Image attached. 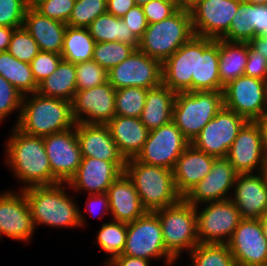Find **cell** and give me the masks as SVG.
Segmentation results:
<instances>
[{"label": "cell", "mask_w": 267, "mask_h": 266, "mask_svg": "<svg viewBox=\"0 0 267 266\" xmlns=\"http://www.w3.org/2000/svg\"><path fill=\"white\" fill-rule=\"evenodd\" d=\"M28 7L24 0H0V26L23 27Z\"/></svg>", "instance_id": "cell-44"}, {"label": "cell", "mask_w": 267, "mask_h": 266, "mask_svg": "<svg viewBox=\"0 0 267 266\" xmlns=\"http://www.w3.org/2000/svg\"><path fill=\"white\" fill-rule=\"evenodd\" d=\"M259 220L262 225L263 234L267 240V213L263 217H261Z\"/></svg>", "instance_id": "cell-59"}, {"label": "cell", "mask_w": 267, "mask_h": 266, "mask_svg": "<svg viewBox=\"0 0 267 266\" xmlns=\"http://www.w3.org/2000/svg\"><path fill=\"white\" fill-rule=\"evenodd\" d=\"M63 184L32 186L22 189L28 201L34 225L54 227L83 226L84 216L67 195Z\"/></svg>", "instance_id": "cell-3"}, {"label": "cell", "mask_w": 267, "mask_h": 266, "mask_svg": "<svg viewBox=\"0 0 267 266\" xmlns=\"http://www.w3.org/2000/svg\"><path fill=\"white\" fill-rule=\"evenodd\" d=\"M61 54L40 51L31 61V70L37 84L50 76L62 60Z\"/></svg>", "instance_id": "cell-47"}, {"label": "cell", "mask_w": 267, "mask_h": 266, "mask_svg": "<svg viewBox=\"0 0 267 266\" xmlns=\"http://www.w3.org/2000/svg\"><path fill=\"white\" fill-rule=\"evenodd\" d=\"M148 89L125 87L115 92V115L140 118Z\"/></svg>", "instance_id": "cell-38"}, {"label": "cell", "mask_w": 267, "mask_h": 266, "mask_svg": "<svg viewBox=\"0 0 267 266\" xmlns=\"http://www.w3.org/2000/svg\"><path fill=\"white\" fill-rule=\"evenodd\" d=\"M77 91L94 88L108 81V71L94 60L75 64Z\"/></svg>", "instance_id": "cell-43"}, {"label": "cell", "mask_w": 267, "mask_h": 266, "mask_svg": "<svg viewBox=\"0 0 267 266\" xmlns=\"http://www.w3.org/2000/svg\"><path fill=\"white\" fill-rule=\"evenodd\" d=\"M260 131V137L262 139V145L267 154V111H265L260 117L254 120Z\"/></svg>", "instance_id": "cell-55"}, {"label": "cell", "mask_w": 267, "mask_h": 266, "mask_svg": "<svg viewBox=\"0 0 267 266\" xmlns=\"http://www.w3.org/2000/svg\"><path fill=\"white\" fill-rule=\"evenodd\" d=\"M226 244L238 266L267 265V240L259 219H242Z\"/></svg>", "instance_id": "cell-16"}, {"label": "cell", "mask_w": 267, "mask_h": 266, "mask_svg": "<svg viewBox=\"0 0 267 266\" xmlns=\"http://www.w3.org/2000/svg\"><path fill=\"white\" fill-rule=\"evenodd\" d=\"M178 9L176 0H152L142 6L148 24L157 23L170 17Z\"/></svg>", "instance_id": "cell-48"}, {"label": "cell", "mask_w": 267, "mask_h": 266, "mask_svg": "<svg viewBox=\"0 0 267 266\" xmlns=\"http://www.w3.org/2000/svg\"><path fill=\"white\" fill-rule=\"evenodd\" d=\"M67 24L50 19L28 7L23 27L37 42L39 50L61 54Z\"/></svg>", "instance_id": "cell-27"}, {"label": "cell", "mask_w": 267, "mask_h": 266, "mask_svg": "<svg viewBox=\"0 0 267 266\" xmlns=\"http://www.w3.org/2000/svg\"><path fill=\"white\" fill-rule=\"evenodd\" d=\"M226 158L238 174L254 173L255 168L267 171V154L254 121H247L239 130Z\"/></svg>", "instance_id": "cell-18"}, {"label": "cell", "mask_w": 267, "mask_h": 266, "mask_svg": "<svg viewBox=\"0 0 267 266\" xmlns=\"http://www.w3.org/2000/svg\"><path fill=\"white\" fill-rule=\"evenodd\" d=\"M149 263V260L121 254L110 261L107 266H150Z\"/></svg>", "instance_id": "cell-54"}, {"label": "cell", "mask_w": 267, "mask_h": 266, "mask_svg": "<svg viewBox=\"0 0 267 266\" xmlns=\"http://www.w3.org/2000/svg\"><path fill=\"white\" fill-rule=\"evenodd\" d=\"M215 158L192 144L183 151L173 169L175 188L182 198L210 173Z\"/></svg>", "instance_id": "cell-25"}, {"label": "cell", "mask_w": 267, "mask_h": 266, "mask_svg": "<svg viewBox=\"0 0 267 266\" xmlns=\"http://www.w3.org/2000/svg\"><path fill=\"white\" fill-rule=\"evenodd\" d=\"M193 36L190 11L178 9L170 17L148 24L138 49L163 63Z\"/></svg>", "instance_id": "cell-5"}, {"label": "cell", "mask_w": 267, "mask_h": 266, "mask_svg": "<svg viewBox=\"0 0 267 266\" xmlns=\"http://www.w3.org/2000/svg\"><path fill=\"white\" fill-rule=\"evenodd\" d=\"M135 5L133 0H107V12L122 18Z\"/></svg>", "instance_id": "cell-52"}, {"label": "cell", "mask_w": 267, "mask_h": 266, "mask_svg": "<svg viewBox=\"0 0 267 266\" xmlns=\"http://www.w3.org/2000/svg\"><path fill=\"white\" fill-rule=\"evenodd\" d=\"M224 107L254 121L267 111V81L241 75L225 85Z\"/></svg>", "instance_id": "cell-10"}, {"label": "cell", "mask_w": 267, "mask_h": 266, "mask_svg": "<svg viewBox=\"0 0 267 266\" xmlns=\"http://www.w3.org/2000/svg\"><path fill=\"white\" fill-rule=\"evenodd\" d=\"M257 175L246 173L236 177L231 200L242 219H260L267 213V171Z\"/></svg>", "instance_id": "cell-23"}, {"label": "cell", "mask_w": 267, "mask_h": 266, "mask_svg": "<svg viewBox=\"0 0 267 266\" xmlns=\"http://www.w3.org/2000/svg\"><path fill=\"white\" fill-rule=\"evenodd\" d=\"M88 30L96 43L100 42H121L138 49L140 40L135 36L122 18L111 13H104L98 16L89 25Z\"/></svg>", "instance_id": "cell-31"}, {"label": "cell", "mask_w": 267, "mask_h": 266, "mask_svg": "<svg viewBox=\"0 0 267 266\" xmlns=\"http://www.w3.org/2000/svg\"><path fill=\"white\" fill-rule=\"evenodd\" d=\"M190 254L191 266H238L227 244L199 243Z\"/></svg>", "instance_id": "cell-36"}, {"label": "cell", "mask_w": 267, "mask_h": 266, "mask_svg": "<svg viewBox=\"0 0 267 266\" xmlns=\"http://www.w3.org/2000/svg\"><path fill=\"white\" fill-rule=\"evenodd\" d=\"M75 0H40L33 7L42 15L63 23H67Z\"/></svg>", "instance_id": "cell-45"}, {"label": "cell", "mask_w": 267, "mask_h": 266, "mask_svg": "<svg viewBox=\"0 0 267 266\" xmlns=\"http://www.w3.org/2000/svg\"><path fill=\"white\" fill-rule=\"evenodd\" d=\"M244 75L267 81L266 59L250 45Z\"/></svg>", "instance_id": "cell-49"}, {"label": "cell", "mask_w": 267, "mask_h": 266, "mask_svg": "<svg viewBox=\"0 0 267 266\" xmlns=\"http://www.w3.org/2000/svg\"><path fill=\"white\" fill-rule=\"evenodd\" d=\"M247 120L224 106L211 119L191 144L198 150L216 158L226 157L239 130Z\"/></svg>", "instance_id": "cell-12"}, {"label": "cell", "mask_w": 267, "mask_h": 266, "mask_svg": "<svg viewBox=\"0 0 267 266\" xmlns=\"http://www.w3.org/2000/svg\"><path fill=\"white\" fill-rule=\"evenodd\" d=\"M106 125L126 160L138 155L149 135V130L140 118L115 115Z\"/></svg>", "instance_id": "cell-29"}, {"label": "cell", "mask_w": 267, "mask_h": 266, "mask_svg": "<svg viewBox=\"0 0 267 266\" xmlns=\"http://www.w3.org/2000/svg\"><path fill=\"white\" fill-rule=\"evenodd\" d=\"M124 173L133 182L141 204L147 212H155L177 204L182 196L176 191L173 170L126 160Z\"/></svg>", "instance_id": "cell-4"}, {"label": "cell", "mask_w": 267, "mask_h": 266, "mask_svg": "<svg viewBox=\"0 0 267 266\" xmlns=\"http://www.w3.org/2000/svg\"><path fill=\"white\" fill-rule=\"evenodd\" d=\"M248 52V43L227 42L219 39V75L224 86L244 75Z\"/></svg>", "instance_id": "cell-33"}, {"label": "cell", "mask_w": 267, "mask_h": 266, "mask_svg": "<svg viewBox=\"0 0 267 266\" xmlns=\"http://www.w3.org/2000/svg\"><path fill=\"white\" fill-rule=\"evenodd\" d=\"M135 48L121 42H100L96 43L93 52V60L102 68L109 71L127 59Z\"/></svg>", "instance_id": "cell-39"}, {"label": "cell", "mask_w": 267, "mask_h": 266, "mask_svg": "<svg viewBox=\"0 0 267 266\" xmlns=\"http://www.w3.org/2000/svg\"><path fill=\"white\" fill-rule=\"evenodd\" d=\"M0 75L13 85L22 96L37 92L31 65L14 58L8 51L0 52Z\"/></svg>", "instance_id": "cell-34"}, {"label": "cell", "mask_w": 267, "mask_h": 266, "mask_svg": "<svg viewBox=\"0 0 267 266\" xmlns=\"http://www.w3.org/2000/svg\"><path fill=\"white\" fill-rule=\"evenodd\" d=\"M197 36L162 63V83L175 93L196 91Z\"/></svg>", "instance_id": "cell-19"}, {"label": "cell", "mask_w": 267, "mask_h": 266, "mask_svg": "<svg viewBox=\"0 0 267 266\" xmlns=\"http://www.w3.org/2000/svg\"><path fill=\"white\" fill-rule=\"evenodd\" d=\"M250 26L254 29V37L265 35L267 29V5L249 3Z\"/></svg>", "instance_id": "cell-51"}, {"label": "cell", "mask_w": 267, "mask_h": 266, "mask_svg": "<svg viewBox=\"0 0 267 266\" xmlns=\"http://www.w3.org/2000/svg\"><path fill=\"white\" fill-rule=\"evenodd\" d=\"M175 97L163 83L148 89L140 120L149 131L172 121Z\"/></svg>", "instance_id": "cell-30"}, {"label": "cell", "mask_w": 267, "mask_h": 266, "mask_svg": "<svg viewBox=\"0 0 267 266\" xmlns=\"http://www.w3.org/2000/svg\"><path fill=\"white\" fill-rule=\"evenodd\" d=\"M126 162H110L91 157H82L74 176L66 183L76 191L82 189L89 194L107 193L111 184L124 173Z\"/></svg>", "instance_id": "cell-21"}, {"label": "cell", "mask_w": 267, "mask_h": 266, "mask_svg": "<svg viewBox=\"0 0 267 266\" xmlns=\"http://www.w3.org/2000/svg\"><path fill=\"white\" fill-rule=\"evenodd\" d=\"M76 92L75 64L63 59L58 64L56 71L40 82L37 89V93L41 95L61 98L70 102L73 101Z\"/></svg>", "instance_id": "cell-32"}, {"label": "cell", "mask_w": 267, "mask_h": 266, "mask_svg": "<svg viewBox=\"0 0 267 266\" xmlns=\"http://www.w3.org/2000/svg\"><path fill=\"white\" fill-rule=\"evenodd\" d=\"M110 213L113 220L131 223L147 211L141 204L133 182L122 173L108 188Z\"/></svg>", "instance_id": "cell-26"}, {"label": "cell", "mask_w": 267, "mask_h": 266, "mask_svg": "<svg viewBox=\"0 0 267 266\" xmlns=\"http://www.w3.org/2000/svg\"><path fill=\"white\" fill-rule=\"evenodd\" d=\"M202 0H176L179 9L190 11Z\"/></svg>", "instance_id": "cell-58"}, {"label": "cell", "mask_w": 267, "mask_h": 266, "mask_svg": "<svg viewBox=\"0 0 267 266\" xmlns=\"http://www.w3.org/2000/svg\"><path fill=\"white\" fill-rule=\"evenodd\" d=\"M152 0H133V2L138 6H144L146 3L150 2Z\"/></svg>", "instance_id": "cell-61"}, {"label": "cell", "mask_w": 267, "mask_h": 266, "mask_svg": "<svg viewBox=\"0 0 267 266\" xmlns=\"http://www.w3.org/2000/svg\"><path fill=\"white\" fill-rule=\"evenodd\" d=\"M237 175L226 157L215 158L210 173L191 188L183 199L194 207L201 203L231 199L227 195L230 188H234Z\"/></svg>", "instance_id": "cell-20"}, {"label": "cell", "mask_w": 267, "mask_h": 266, "mask_svg": "<svg viewBox=\"0 0 267 266\" xmlns=\"http://www.w3.org/2000/svg\"><path fill=\"white\" fill-rule=\"evenodd\" d=\"M23 96L20 117L15 126L25 134L44 137L74 128L72 102L33 93Z\"/></svg>", "instance_id": "cell-2"}, {"label": "cell", "mask_w": 267, "mask_h": 266, "mask_svg": "<svg viewBox=\"0 0 267 266\" xmlns=\"http://www.w3.org/2000/svg\"><path fill=\"white\" fill-rule=\"evenodd\" d=\"M95 44L88 28L67 26L61 56L63 60L74 64L93 60Z\"/></svg>", "instance_id": "cell-35"}, {"label": "cell", "mask_w": 267, "mask_h": 266, "mask_svg": "<svg viewBox=\"0 0 267 266\" xmlns=\"http://www.w3.org/2000/svg\"><path fill=\"white\" fill-rule=\"evenodd\" d=\"M107 12V0H75L71 16L66 23L74 28H88L101 14Z\"/></svg>", "instance_id": "cell-40"}, {"label": "cell", "mask_w": 267, "mask_h": 266, "mask_svg": "<svg viewBox=\"0 0 267 266\" xmlns=\"http://www.w3.org/2000/svg\"><path fill=\"white\" fill-rule=\"evenodd\" d=\"M219 75V39L197 36L196 91L223 92Z\"/></svg>", "instance_id": "cell-28"}, {"label": "cell", "mask_w": 267, "mask_h": 266, "mask_svg": "<svg viewBox=\"0 0 267 266\" xmlns=\"http://www.w3.org/2000/svg\"><path fill=\"white\" fill-rule=\"evenodd\" d=\"M223 106V92H179L176 93L173 105L172 121L192 142Z\"/></svg>", "instance_id": "cell-6"}, {"label": "cell", "mask_w": 267, "mask_h": 266, "mask_svg": "<svg viewBox=\"0 0 267 266\" xmlns=\"http://www.w3.org/2000/svg\"><path fill=\"white\" fill-rule=\"evenodd\" d=\"M22 100V94L0 75V121L16 109H19L20 117Z\"/></svg>", "instance_id": "cell-46"}, {"label": "cell", "mask_w": 267, "mask_h": 266, "mask_svg": "<svg viewBox=\"0 0 267 266\" xmlns=\"http://www.w3.org/2000/svg\"><path fill=\"white\" fill-rule=\"evenodd\" d=\"M88 198H89L90 201L88 203H86L87 204L86 206L88 207L87 210L90 213H94V211H96L97 208H99V206L102 207V210L105 213L108 212V211H110L109 197H108V194L107 193H103V194H91V196L89 194V197Z\"/></svg>", "instance_id": "cell-53"}, {"label": "cell", "mask_w": 267, "mask_h": 266, "mask_svg": "<svg viewBox=\"0 0 267 266\" xmlns=\"http://www.w3.org/2000/svg\"><path fill=\"white\" fill-rule=\"evenodd\" d=\"M253 38L254 29L250 26L249 3L240 2L228 33L222 40L227 42L249 43Z\"/></svg>", "instance_id": "cell-41"}, {"label": "cell", "mask_w": 267, "mask_h": 266, "mask_svg": "<svg viewBox=\"0 0 267 266\" xmlns=\"http://www.w3.org/2000/svg\"><path fill=\"white\" fill-rule=\"evenodd\" d=\"M244 3H250L255 5H267V0H240Z\"/></svg>", "instance_id": "cell-60"}, {"label": "cell", "mask_w": 267, "mask_h": 266, "mask_svg": "<svg viewBox=\"0 0 267 266\" xmlns=\"http://www.w3.org/2000/svg\"><path fill=\"white\" fill-rule=\"evenodd\" d=\"M195 208L199 243L226 244L242 220L238 207L231 199L207 202L206 208L200 212L198 206Z\"/></svg>", "instance_id": "cell-11"}, {"label": "cell", "mask_w": 267, "mask_h": 266, "mask_svg": "<svg viewBox=\"0 0 267 266\" xmlns=\"http://www.w3.org/2000/svg\"><path fill=\"white\" fill-rule=\"evenodd\" d=\"M16 28L0 26V52L7 51L12 34Z\"/></svg>", "instance_id": "cell-57"}, {"label": "cell", "mask_w": 267, "mask_h": 266, "mask_svg": "<svg viewBox=\"0 0 267 266\" xmlns=\"http://www.w3.org/2000/svg\"><path fill=\"white\" fill-rule=\"evenodd\" d=\"M7 51L17 60L29 64L40 52L37 42L24 27L14 30Z\"/></svg>", "instance_id": "cell-42"}, {"label": "cell", "mask_w": 267, "mask_h": 266, "mask_svg": "<svg viewBox=\"0 0 267 266\" xmlns=\"http://www.w3.org/2000/svg\"><path fill=\"white\" fill-rule=\"evenodd\" d=\"M122 19L140 40L148 26L142 7L135 5L122 17Z\"/></svg>", "instance_id": "cell-50"}, {"label": "cell", "mask_w": 267, "mask_h": 266, "mask_svg": "<svg viewBox=\"0 0 267 266\" xmlns=\"http://www.w3.org/2000/svg\"><path fill=\"white\" fill-rule=\"evenodd\" d=\"M191 142L173 121L149 131L142 150L135 157L145 164L173 170L177 159Z\"/></svg>", "instance_id": "cell-9"}, {"label": "cell", "mask_w": 267, "mask_h": 266, "mask_svg": "<svg viewBox=\"0 0 267 266\" xmlns=\"http://www.w3.org/2000/svg\"><path fill=\"white\" fill-rule=\"evenodd\" d=\"M248 44L263 57H267V35L256 36Z\"/></svg>", "instance_id": "cell-56"}, {"label": "cell", "mask_w": 267, "mask_h": 266, "mask_svg": "<svg viewBox=\"0 0 267 266\" xmlns=\"http://www.w3.org/2000/svg\"><path fill=\"white\" fill-rule=\"evenodd\" d=\"M43 142L51 165L53 184L68 183L82 161L76 128L44 136Z\"/></svg>", "instance_id": "cell-14"}, {"label": "cell", "mask_w": 267, "mask_h": 266, "mask_svg": "<svg viewBox=\"0 0 267 266\" xmlns=\"http://www.w3.org/2000/svg\"><path fill=\"white\" fill-rule=\"evenodd\" d=\"M122 255L149 261L151 258L164 257L167 265L173 264L175 259L166 251L161 223L155 212H146L127 223L126 245Z\"/></svg>", "instance_id": "cell-8"}, {"label": "cell", "mask_w": 267, "mask_h": 266, "mask_svg": "<svg viewBox=\"0 0 267 266\" xmlns=\"http://www.w3.org/2000/svg\"><path fill=\"white\" fill-rule=\"evenodd\" d=\"M17 194L9 191L0 195V236L29 241L35 225L28 201L22 189Z\"/></svg>", "instance_id": "cell-22"}, {"label": "cell", "mask_w": 267, "mask_h": 266, "mask_svg": "<svg viewBox=\"0 0 267 266\" xmlns=\"http://www.w3.org/2000/svg\"><path fill=\"white\" fill-rule=\"evenodd\" d=\"M162 227L166 251L177 260L183 249L189 252L199 244L197 209L183 198L175 205L155 211Z\"/></svg>", "instance_id": "cell-7"}, {"label": "cell", "mask_w": 267, "mask_h": 266, "mask_svg": "<svg viewBox=\"0 0 267 266\" xmlns=\"http://www.w3.org/2000/svg\"><path fill=\"white\" fill-rule=\"evenodd\" d=\"M7 142V162L25 186L53 185L51 165L43 137L25 134L16 126ZM27 184V185H26Z\"/></svg>", "instance_id": "cell-1"}, {"label": "cell", "mask_w": 267, "mask_h": 266, "mask_svg": "<svg viewBox=\"0 0 267 266\" xmlns=\"http://www.w3.org/2000/svg\"><path fill=\"white\" fill-rule=\"evenodd\" d=\"M25 3L29 6V7H33L34 5H36L40 0H24Z\"/></svg>", "instance_id": "cell-62"}, {"label": "cell", "mask_w": 267, "mask_h": 266, "mask_svg": "<svg viewBox=\"0 0 267 266\" xmlns=\"http://www.w3.org/2000/svg\"><path fill=\"white\" fill-rule=\"evenodd\" d=\"M75 128L82 157L126 162L106 124L76 123Z\"/></svg>", "instance_id": "cell-24"}, {"label": "cell", "mask_w": 267, "mask_h": 266, "mask_svg": "<svg viewBox=\"0 0 267 266\" xmlns=\"http://www.w3.org/2000/svg\"><path fill=\"white\" fill-rule=\"evenodd\" d=\"M240 0H202L190 10L195 36L222 39L229 30Z\"/></svg>", "instance_id": "cell-15"}, {"label": "cell", "mask_w": 267, "mask_h": 266, "mask_svg": "<svg viewBox=\"0 0 267 266\" xmlns=\"http://www.w3.org/2000/svg\"><path fill=\"white\" fill-rule=\"evenodd\" d=\"M127 223L112 220L104 223L97 236V244L111 256L107 264L115 257L120 256L126 245Z\"/></svg>", "instance_id": "cell-37"}, {"label": "cell", "mask_w": 267, "mask_h": 266, "mask_svg": "<svg viewBox=\"0 0 267 266\" xmlns=\"http://www.w3.org/2000/svg\"><path fill=\"white\" fill-rule=\"evenodd\" d=\"M115 92L116 89L108 81L77 91L72 101L76 123L107 124L115 116Z\"/></svg>", "instance_id": "cell-17"}, {"label": "cell", "mask_w": 267, "mask_h": 266, "mask_svg": "<svg viewBox=\"0 0 267 266\" xmlns=\"http://www.w3.org/2000/svg\"><path fill=\"white\" fill-rule=\"evenodd\" d=\"M162 62L139 49L108 71V82L116 89L140 87L150 89L162 84Z\"/></svg>", "instance_id": "cell-13"}]
</instances>
